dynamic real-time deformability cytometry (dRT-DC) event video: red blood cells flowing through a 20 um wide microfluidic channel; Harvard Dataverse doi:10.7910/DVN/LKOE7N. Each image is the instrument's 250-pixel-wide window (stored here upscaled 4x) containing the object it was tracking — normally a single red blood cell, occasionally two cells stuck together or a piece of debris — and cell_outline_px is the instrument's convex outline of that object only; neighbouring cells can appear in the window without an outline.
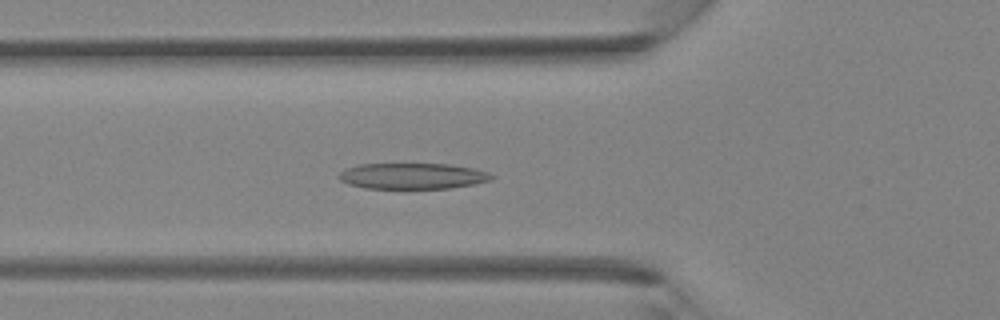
{"species": "Egyptian fruit bat (a non-hibernating species)", "species_latin": "Rousettus aegyptiacus", "temperature_condition": "room temperature", "stored_images_in_passage": 41, "camera_frame_rate_fps": 3000, "um_per_image_px": 0.085, "animal": {"sex": "female"}, "frame": {"image": 1, "passage_image": 14, "time_ms": 4.333, "image_size_px": [1000, 320], "cell_outline_px": [[496, 176], [492, 180], [476, 184], [448, 188], [364, 188], [348, 184], [340, 180], [336, 176], [344, 168], [360, 164], [452, 164], [472, 168], [488, 172]], "centroid_in_image_um": [35.06, 14.96], "position_along_channel_um": 90.7, "area_um2": 23.24}}
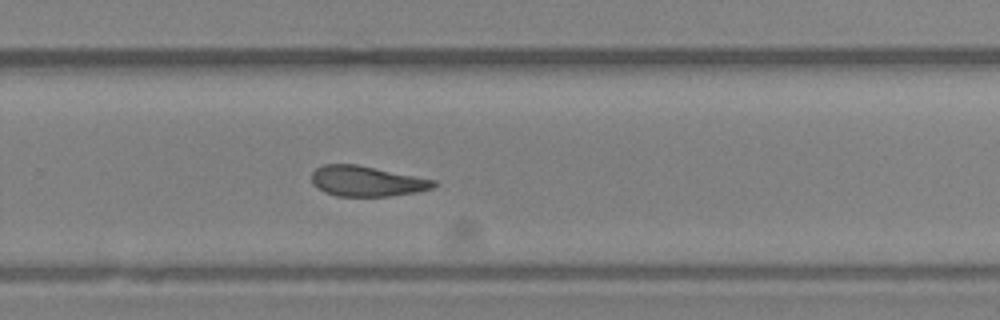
{"frame": {"image": 2, "passage_image": 27, "time_ms": 8.667, "image_size_px": [1000, 320], "cell_outline_px": [[436, 184], [432, 188], [416, 192], [388, 196], [336, 196], [324, 192], [316, 188], [312, 184], [312, 172], [316, 168], [324, 164], [356, 164], [436, 180]], "centroid_in_image_um": [31.13, 15.4], "position_along_channel_um": 298.7, "area_um2": 21.56}}
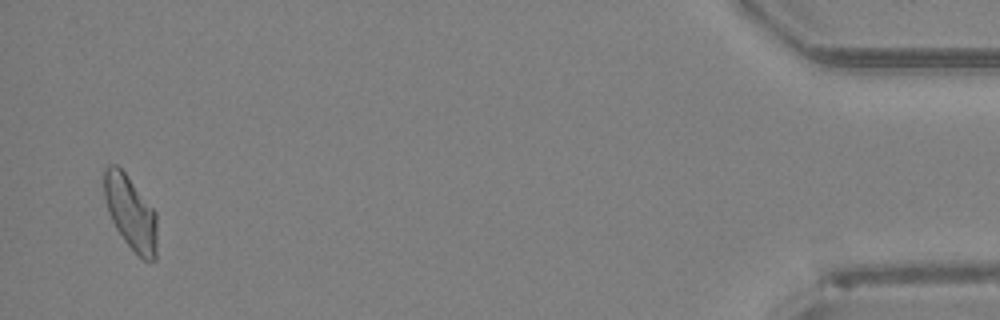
{"frame": {"image": 3, "passage_image": 40, "time_ms": 13.0, "image_size_px": [1000, 320], "cell_outline_px": [[156, 260], [144, 260], [124, 240], [116, 228], [108, 212], [104, 196], [104, 168], [108, 164], [116, 164], [124, 172], [156, 212]], "centroid_in_image_um": [11.09, 18.06], "position_along_channel_um": 424.1, "area_um2": 22.43}}